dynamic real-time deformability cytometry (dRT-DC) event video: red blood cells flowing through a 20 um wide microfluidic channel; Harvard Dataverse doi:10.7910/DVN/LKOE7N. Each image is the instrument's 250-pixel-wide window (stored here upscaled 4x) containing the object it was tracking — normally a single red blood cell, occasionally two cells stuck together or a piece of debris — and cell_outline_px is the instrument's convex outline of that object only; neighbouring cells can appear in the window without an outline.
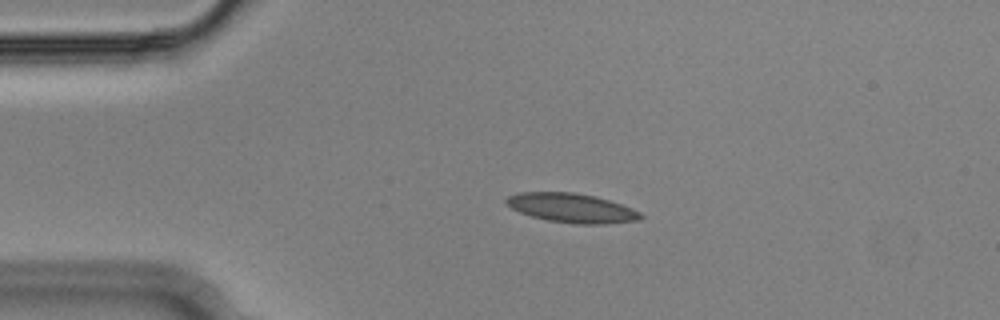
{"species": "Egyptian fruit bat (a non-hibernating species)", "species_latin": "Rousettus aegyptiacus", "temperature_condition": "cold", "stored_images_in_passage": 10, "camera_frame_rate_fps": 3000, "um_per_image_px": 0.085, "animal": {"sex": "male"}, "frame": {"image": 1, "passage_image": 1, "time_ms": 0.0, "image_size_px": [1000, 320], "cell_outline_px": [[644, 216], [640, 220], [604, 224], [572, 224], [548, 220], [532, 216], [520, 212], [504, 204], [504, 200], [508, 196], [520, 192], [572, 192], [596, 196], [632, 208], [640, 212]], "centroid_in_image_um": [48.59, 17.68], "position_along_channel_um": 36.4, "area_um2": 22.95}}
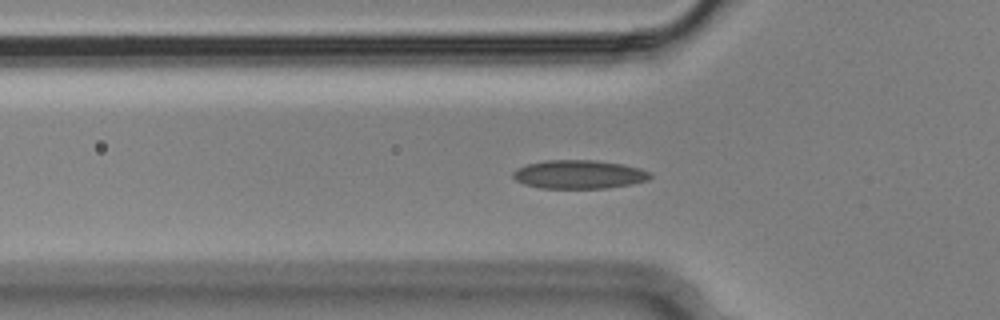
{"frame": {"image": 2, "passage_image": 7, "time_ms": 2.0, "image_size_px": [1000, 320], "cell_outline_px": [[652, 176], [648, 180], [632, 184], [604, 188], [540, 188], [524, 184], [516, 180], [512, 176], [512, 172], [516, 168], [528, 164], [544, 160], [596, 160], [624, 164], [640, 168], [648, 172]], "centroid_in_image_um": [49.2, 14.82], "position_along_channel_um": 76.6, "area_um2": 22.95}}